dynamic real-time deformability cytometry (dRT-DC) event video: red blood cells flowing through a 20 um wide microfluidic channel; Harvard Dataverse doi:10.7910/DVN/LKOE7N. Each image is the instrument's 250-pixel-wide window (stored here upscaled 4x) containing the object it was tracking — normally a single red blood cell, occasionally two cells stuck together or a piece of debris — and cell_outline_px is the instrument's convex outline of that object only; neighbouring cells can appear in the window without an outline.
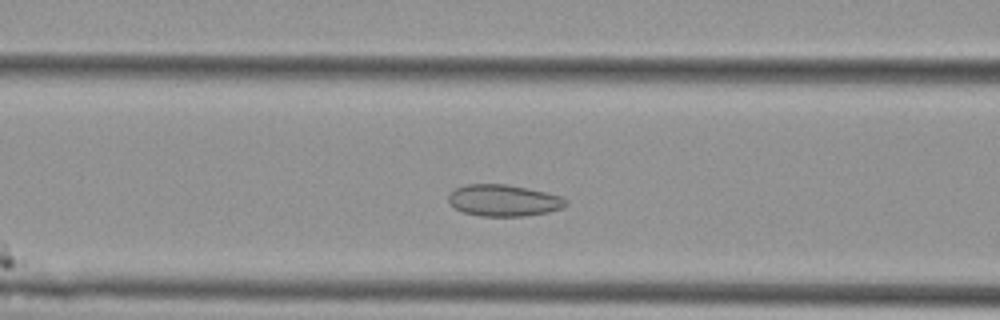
{"species": "Egyptian fruit bat (a non-hibernating species)", "species_latin": "Rousettus aegyptiacus", "temperature_condition": "cold", "stored_images_in_passage": 31, "camera_frame_rate_fps": 3000, "um_per_image_px": 0.085, "animal": {"sex": "female"}, "frame": {"image": 1, "passage_image": 11, "time_ms": 3.333, "image_size_px": [1000, 320], "cell_outline_px": [[568, 204], [560, 208], [548, 212], [528, 216], [480, 216], [464, 212], [456, 208], [448, 200], [448, 192], [464, 184], [504, 184], [544, 192], [560, 196], [568, 200]], "centroid_in_image_um": [42.79, 17.04], "position_along_channel_um": 123.8, "area_um2": 21.5}}